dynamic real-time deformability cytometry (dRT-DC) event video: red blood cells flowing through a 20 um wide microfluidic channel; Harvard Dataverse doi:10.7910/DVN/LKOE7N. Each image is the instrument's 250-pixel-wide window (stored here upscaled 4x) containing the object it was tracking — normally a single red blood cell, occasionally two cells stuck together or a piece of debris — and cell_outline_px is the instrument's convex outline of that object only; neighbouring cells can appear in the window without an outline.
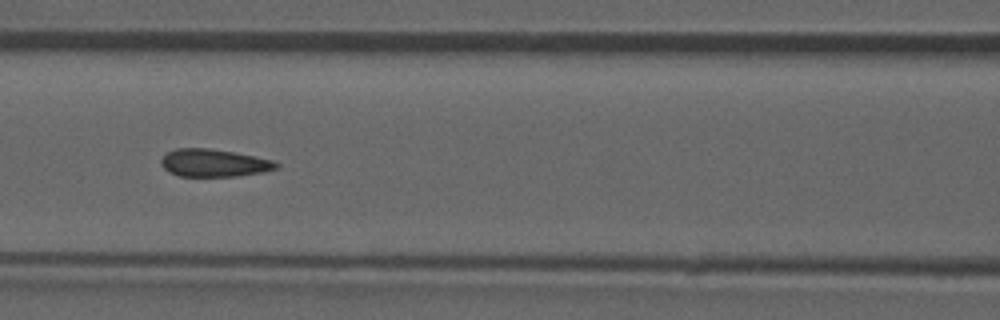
{"species": "common noctule bat (a hibernating species)", "species_latin": "Nyctalus noctula", "temperature_condition": "room temperature", "stored_images_in_passage": 53, "camera_frame_rate_fps": 3000, "um_per_image_px": 0.085, "animal": {"sex": "male", "forearm_length_mm": 52.5}, "frame": {"image": 1, "passage_image": 23, "time_ms": 7.333, "image_size_px": [1000, 320], "cell_outline_px": [[280, 168], [260, 172], [236, 176], [180, 176], [168, 172], [160, 164], [160, 160], [168, 152], [176, 148], [208, 148], [236, 152], [276, 160], [280, 164]], "centroid_in_image_um": [18.22, 13.84], "position_along_channel_um": 148.4, "area_um2": 18.73}, "authors_computed_cell_mechanics": {"area_um2": 19.2474, "velocity_mm_per_s": 3.9295, "shape_relaxation_time_tau1_ms": null, "shape_relaxation_time_tau2_ms": 1.0012, "deformation_change_tau1": null, "deformation_change_tau2": 0.0513}}